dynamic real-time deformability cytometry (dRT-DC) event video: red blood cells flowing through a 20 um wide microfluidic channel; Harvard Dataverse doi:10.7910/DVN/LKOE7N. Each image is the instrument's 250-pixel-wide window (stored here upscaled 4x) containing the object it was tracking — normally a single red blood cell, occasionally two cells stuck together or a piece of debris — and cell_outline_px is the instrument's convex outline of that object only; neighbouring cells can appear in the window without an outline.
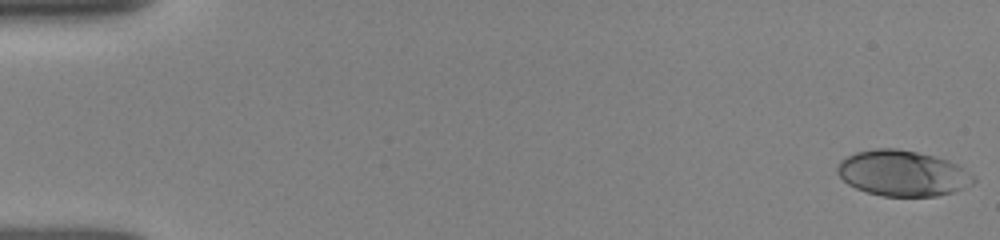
{"species": "human", "species_latin": "Homo sapiens", "temperature_condition": "room temperature", "stored_images_in_passage": 11, "camera_frame_rate_fps": 3000, "um_per_image_px": 0.085, "donor": {"sex": "female"}, "frame": {"image": 1, "passage_image": 1, "time_ms": 0.0, "image_size_px": [1000, 240], "cell_outline_px": [[976, 180], [972, 184], [964, 188], [952, 192], [936, 196], [880, 196], [856, 188], [848, 184], [836, 172], [836, 168], [840, 160], [856, 152], [876, 148], [896, 148], [936, 156], [948, 160], [964, 168], [976, 176]], "centroid_in_image_um": [76.73, 14.72], "position_along_channel_um": 8.3, "area_um2": 36.36}}